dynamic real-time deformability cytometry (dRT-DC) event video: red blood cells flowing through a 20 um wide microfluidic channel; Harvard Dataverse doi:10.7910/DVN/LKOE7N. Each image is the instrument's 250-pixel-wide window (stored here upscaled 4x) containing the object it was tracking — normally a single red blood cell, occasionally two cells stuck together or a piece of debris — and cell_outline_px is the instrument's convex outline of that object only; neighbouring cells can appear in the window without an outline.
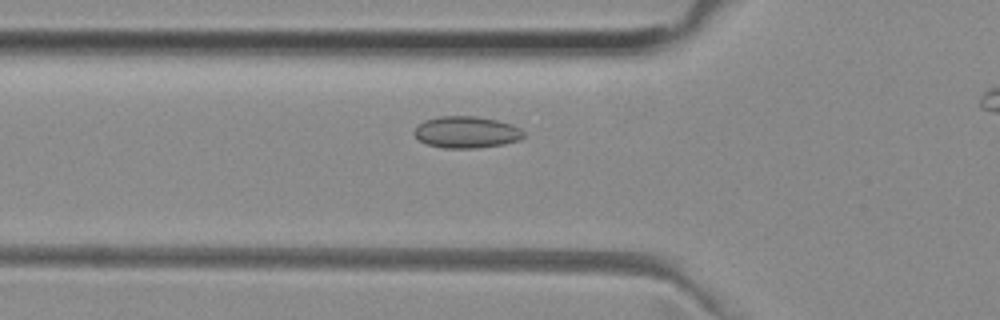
{"species": "common noctule bat (a hibernating species)", "species_latin": "Nyctalus noctula", "temperature_condition": "room temperature", "stored_images_in_passage": 41, "camera_frame_rate_fps": 3000, "um_per_image_px": 0.085, "animal": {"sex": "female", "body_mass_g": 29.2, "forearm_length_mm": 56.3}, "frame": {"image": 1, "passage_image": 14, "time_ms": 4.333, "image_size_px": [1000, 320], "cell_outline_px": [[524, 136], [520, 140], [504, 144], [476, 148], [444, 148], [428, 144], [420, 140], [412, 132], [424, 120], [440, 116], [476, 116], [496, 120], [512, 124], [520, 128], [524, 132]], "centroid_in_image_um": [39.67, 11.23], "position_along_channel_um": 86.1, "area_um2": 20.17}}
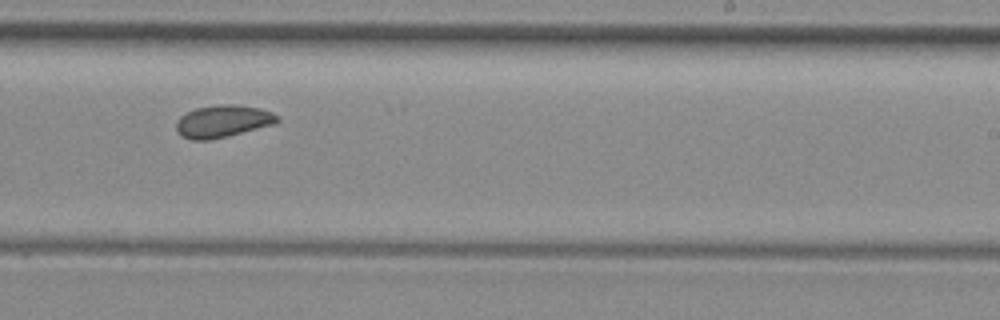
{"frame": {"image": 2, "passage_image": 28, "time_ms": 9.0, "image_size_px": [1000, 320], "cell_outline_px": [[280, 120], [276, 124], [228, 136], [208, 140], [192, 140], [180, 136], [176, 128], [176, 124], [180, 116], [196, 108], [220, 104], [232, 104], [260, 108], [272, 112], [280, 116]], "centroid_in_image_um": [18.97, 10.31], "position_along_channel_um": 270.0, "area_um2": 19.13}}
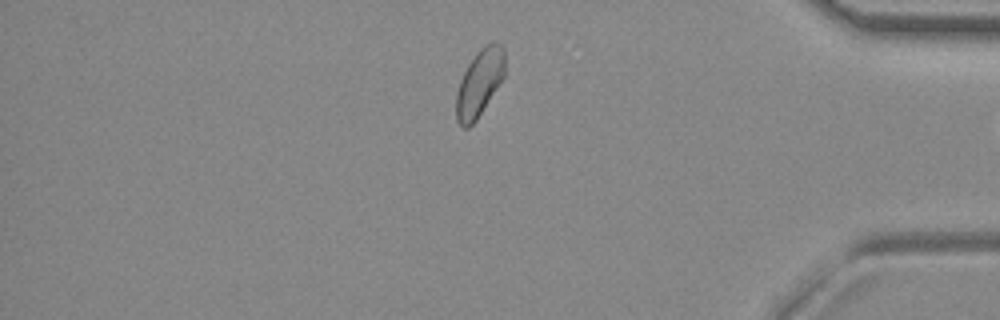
{"frame": {"image": 3, "passage_image": 40, "time_ms": 13.0, "image_size_px": [1000, 320], "cell_outline_px": [[504, 76], [476, 120], [468, 128], [464, 128], [456, 120], [456, 96], [460, 80], [468, 64], [480, 48], [484, 44], [492, 40], [496, 40], [504, 48]], "centroid_in_image_um": [40.75, 7.01], "position_along_channel_um": 394.4, "area_um2": 18.84}}